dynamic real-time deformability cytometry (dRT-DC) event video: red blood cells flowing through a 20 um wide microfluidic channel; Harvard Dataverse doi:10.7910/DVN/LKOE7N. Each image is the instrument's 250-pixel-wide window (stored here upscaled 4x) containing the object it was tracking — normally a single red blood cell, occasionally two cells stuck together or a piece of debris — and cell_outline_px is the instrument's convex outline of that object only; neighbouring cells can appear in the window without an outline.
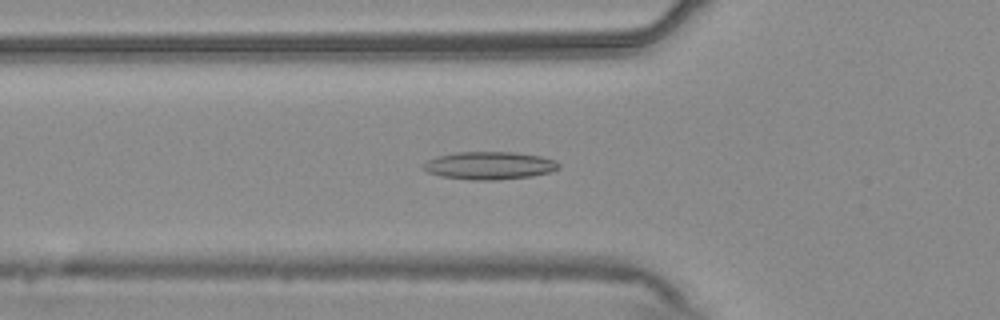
{"species": "common noctule bat (a hibernating species)", "species_latin": "Nyctalus noctula", "temperature_condition": "warm", "stored_images_in_passage": 54, "camera_frame_rate_fps": 3000, "um_per_image_px": 0.085, "animal": {"sex": "male", "body_mass_g": 20.4}, "frame": {"image": 1, "passage_image": 19, "time_ms": 6.0, "image_size_px": [1000, 320], "cell_outline_px": [[560, 168], [548, 172], [532, 176], [496, 180], [472, 180], [440, 176], [428, 172], [424, 168], [424, 164], [428, 160], [436, 156], [456, 152], [512, 152], [540, 156], [556, 160], [560, 164]], "centroid_in_image_um": [41.61, 14.07], "position_along_channel_um": 84.2, "area_um2": 21.85}}
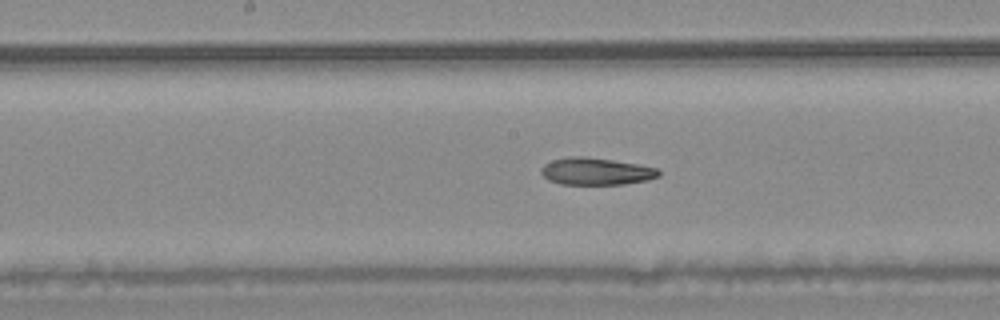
{"frame": {"image": 2, "passage_image": 28, "time_ms": 9.0, "image_size_px": [1000, 320], "cell_outline_px": [[660, 176], [648, 180], [624, 184], [560, 184], [548, 180], [540, 172], [540, 168], [544, 164], [552, 160], [568, 156], [584, 156], [612, 160], [636, 164], [656, 168], [660, 172]], "centroid_in_image_um": [50.63, 14.56], "position_along_channel_um": 197.6, "area_um2": 18.61}}
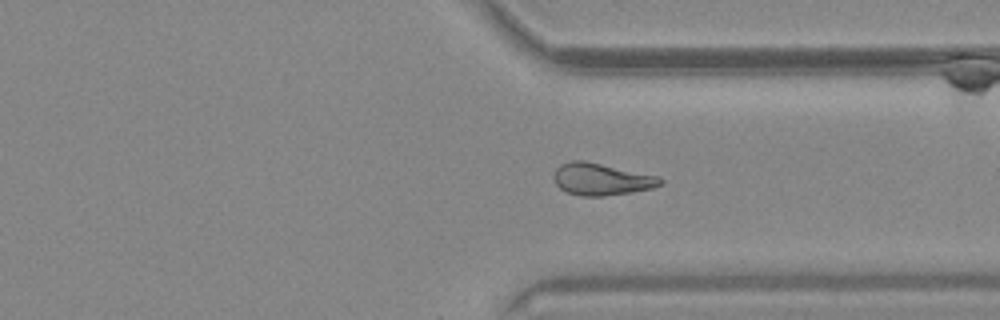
{"frame": {"image": 3, "passage_image": 41, "time_ms": 13.333, "image_size_px": [1000, 320], "cell_outline_px": [[664, 180], [660, 184], [652, 188], [604, 196], [580, 196], [568, 192], [560, 188], [556, 184], [552, 176], [556, 168], [560, 164], [572, 160], [584, 160], [660, 176]], "centroid_in_image_um": [51.09, 15.22], "position_along_channel_um": 360.3, "area_um2": 19.88}, "authors_computed_cell_mechanics": {"area_um2": 20.7502, "velocity_mm_per_s": 3.7482, "shape_relaxation_time_tau1_ms": null, "shape_relaxation_time_tau2_ms": 4.2244, "deformation_change_tau1": null, "deformation_change_tau2": 0.1201}}